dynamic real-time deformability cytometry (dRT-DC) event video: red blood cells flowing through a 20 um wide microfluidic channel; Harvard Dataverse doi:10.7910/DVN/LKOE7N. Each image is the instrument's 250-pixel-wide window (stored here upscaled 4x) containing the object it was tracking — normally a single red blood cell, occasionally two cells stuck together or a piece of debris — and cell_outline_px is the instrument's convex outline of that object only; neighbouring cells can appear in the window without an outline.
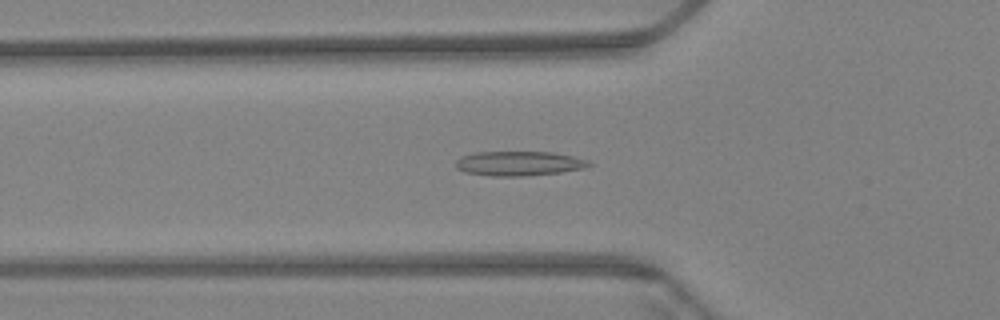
{"species": "Egyptian fruit bat (a non-hibernating species)", "species_latin": "Rousettus aegyptiacus", "temperature_condition": "warm", "stored_images_in_passage": 61, "camera_frame_rate_fps": 3000, "um_per_image_px": 0.085, "animal": {"sex": "female"}, "frame": {"image": 1, "passage_image": 22, "time_ms": 7.0, "image_size_px": [1000, 320], "cell_outline_px": [[592, 164], [584, 168], [560, 172], [524, 176], [492, 176], [464, 172], [456, 168], [456, 160], [460, 156], [472, 152], [552, 152], [572, 156], [588, 160]], "centroid_in_image_um": [44.06, 13.89], "position_along_channel_um": 81.7, "area_um2": 19.07}}
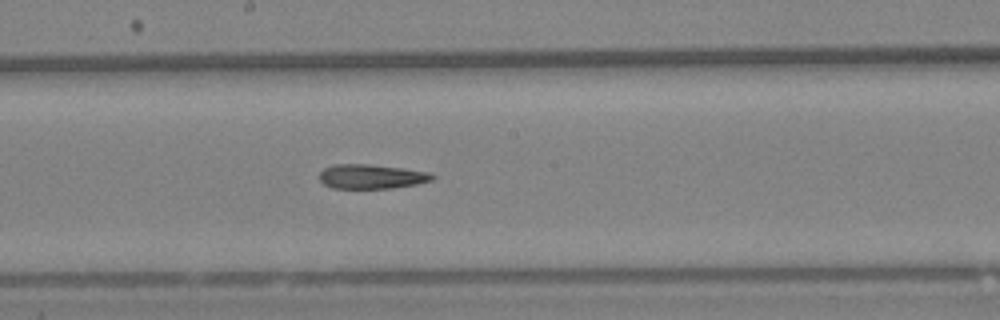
{"frame": {"image": 2, "passage_image": 34, "time_ms": 11.0, "image_size_px": [1000, 320], "cell_outline_px": [[436, 176], [432, 180], [416, 184], [392, 188], [332, 188], [324, 184], [320, 180], [320, 172], [324, 168], [332, 164], [368, 164], [404, 168], [428, 172]], "centroid_in_image_um": [31.56, 15.0], "position_along_channel_um": 216.6, "area_um2": 16.07}}
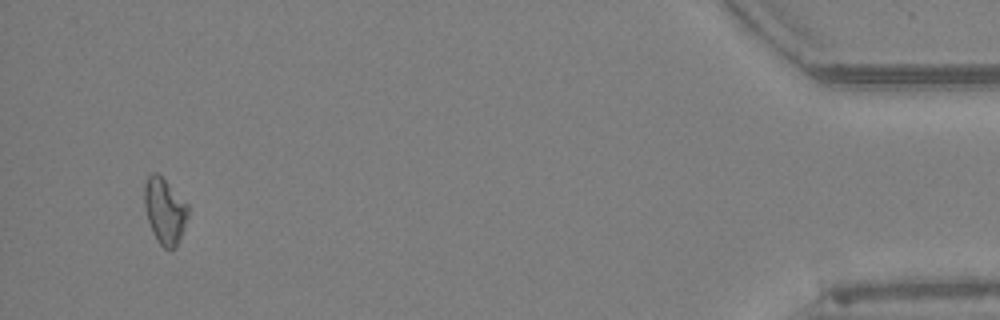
{"frame": {"image": 3, "passage_image": 59, "time_ms": 19.333, "image_size_px": [1000, 320], "cell_outline_px": [[188, 216], [184, 228], [176, 248], [164, 248], [156, 240], [152, 232], [148, 220], [144, 204], [144, 180], [152, 172], [156, 172], [188, 204]], "centroid_in_image_um": [13.99, 17.93], "position_along_channel_um": 421.2, "area_um2": 16.65}, "authors_computed_cell_mechanics": {"area_um2": 16.9932, "velocity_mm_per_s": 3.3751, "shape_relaxation_time_tau1_ms": null, "shape_relaxation_time_tau2_ms": 8.6516, "deformation_change_tau1": null, "deformation_change_tau2": 0.1652}}